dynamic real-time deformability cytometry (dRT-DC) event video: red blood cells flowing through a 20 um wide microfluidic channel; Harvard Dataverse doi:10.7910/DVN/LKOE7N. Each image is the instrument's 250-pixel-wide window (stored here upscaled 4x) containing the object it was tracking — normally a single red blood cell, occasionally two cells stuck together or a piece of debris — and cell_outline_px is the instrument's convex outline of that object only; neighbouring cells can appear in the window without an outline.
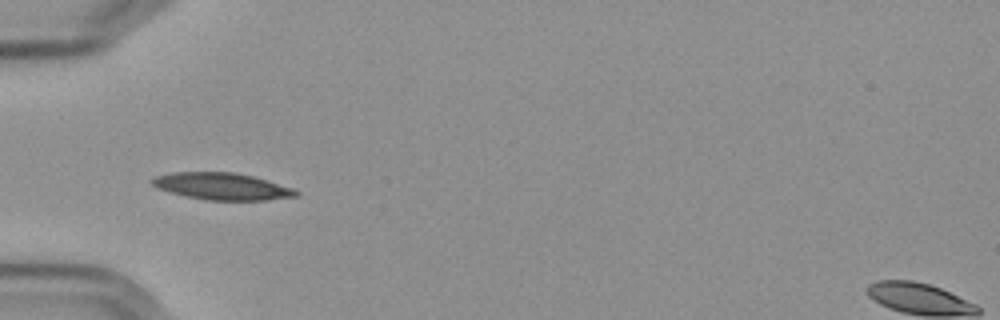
{"species": "Egyptian fruit bat (a non-hibernating species)", "species_latin": "Rousettus aegyptiacus", "temperature_condition": "cold", "stored_images_in_passage": 39, "camera_frame_rate_fps": 3000, "um_per_image_px": 0.085, "frame": {"image": 1, "passage_image": 1, "time_ms": 0.0, "image_size_px": [1000, 320], "cell_outline_px": [[300, 196], [264, 200], [204, 200], [156, 188], [148, 180], [156, 176], [172, 172], [232, 172], [252, 176], [292, 188], [300, 192]], "centroid_in_image_um": [18.85, 15.84], "position_along_channel_um": 66.1, "area_um2": 22.43}}
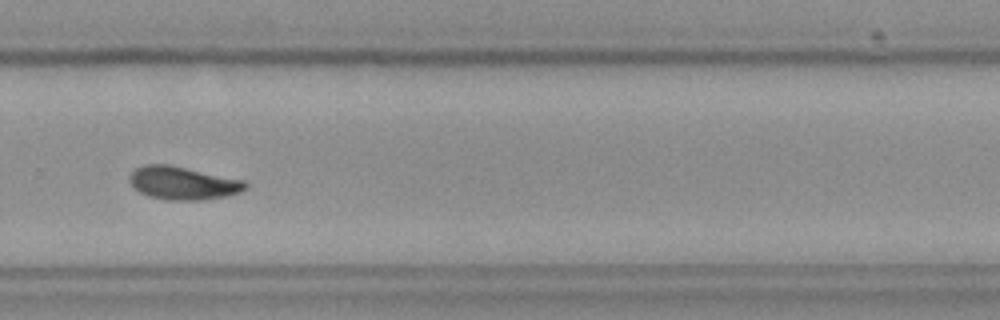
{"frame": {"image": 2, "passage_image": 22, "time_ms": 7.0, "image_size_px": [1000, 320], "cell_outline_px": [[248, 188], [240, 192], [228, 196], [204, 200], [164, 200], [148, 196], [140, 192], [132, 184], [132, 172], [136, 168], [144, 164], [168, 164], [244, 180], [248, 184]], "centroid_in_image_um": [15.61, 15.57], "position_along_channel_um": 314.2, "area_um2": 22.25}}
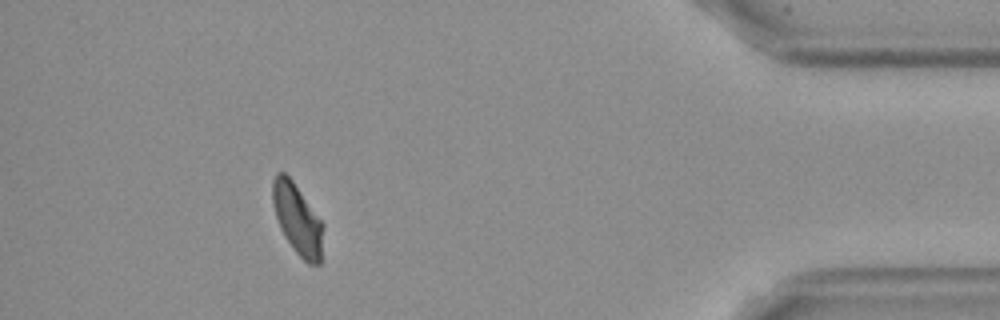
{"frame": {"image": 3, "passage_image": 34, "time_ms": 11.0, "image_size_px": [1000, 320], "cell_outline_px": [[324, 228], [320, 264], [308, 264], [296, 252], [280, 228], [272, 204], [272, 180], [276, 172], [284, 172], [292, 180], [324, 224]], "centroid_in_image_um": [25.28, 18.61], "position_along_channel_um": 409.9, "area_um2": 20.69}, "authors_computed_cell_mechanics": {"area_um2": 21.8484, "velocity_mm_per_s": 3.566, "shape_relaxation_time_tau1_ms": 4.096, "shape_relaxation_time_tau2_ms": 8.1683, "deformation_change_tau1": 0.1281, "deformation_change_tau2": 0.1111}}